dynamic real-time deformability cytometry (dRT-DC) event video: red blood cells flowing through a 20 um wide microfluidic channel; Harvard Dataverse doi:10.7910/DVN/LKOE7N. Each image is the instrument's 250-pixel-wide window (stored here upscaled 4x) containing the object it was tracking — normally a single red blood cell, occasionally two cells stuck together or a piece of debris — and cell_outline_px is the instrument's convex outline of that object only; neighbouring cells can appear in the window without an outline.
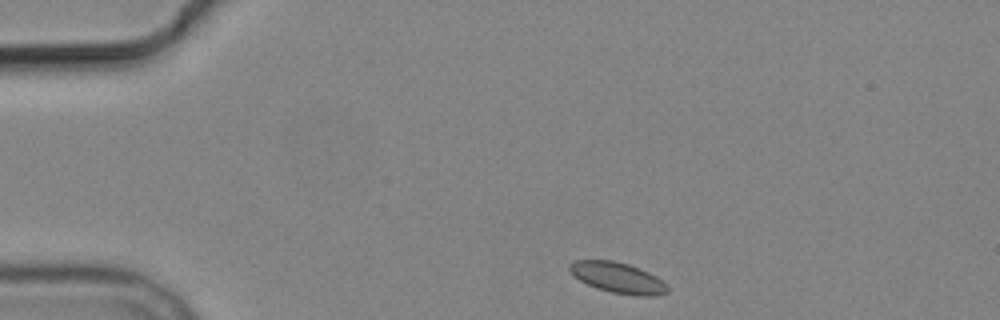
{"species": "common noctule bat (a hibernating species)", "species_latin": "Nyctalus noctula", "temperature_condition": "cold", "stored_images_in_passage": 4, "camera_frame_rate_fps": 3000, "um_per_image_px": 0.085, "animal": {"sex": "male", "body_mass_g": 19.2, "forearm_length_mm": 51.8}, "frame": {"image": 1, "passage_image": 1, "time_ms": 0.0, "image_size_px": [1000, 320], "cell_outline_px": [[668, 292], [656, 296], [636, 296], [612, 292], [596, 288], [580, 280], [568, 268], [568, 264], [576, 260], [612, 260], [628, 264], [648, 272], [656, 276], [668, 288]], "centroid_in_image_um": [52.51, 23.61], "position_along_channel_um": 32.5, "area_um2": 17.28}}
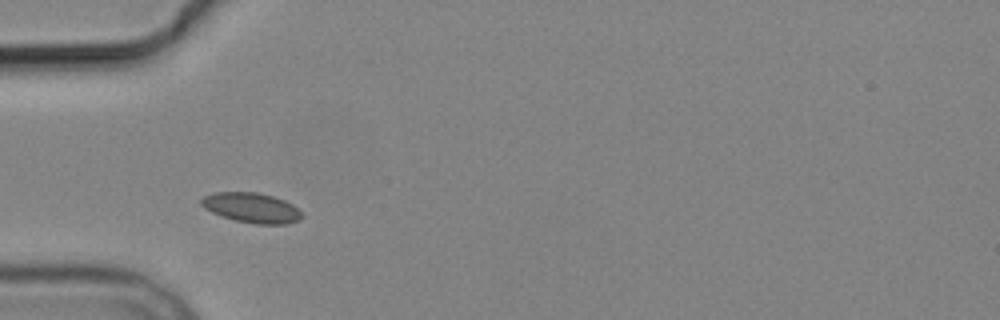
{"frame": {"image": 2, "passage_image": 3, "time_ms": 2.333, "image_size_px": [1000, 320], "cell_outline_px": [[304, 216], [300, 220], [284, 224], [256, 224], [236, 220], [212, 212], [204, 208], [200, 204], [200, 200], [204, 196], [216, 192], [256, 192], [272, 196], [284, 200], [292, 204]], "centroid_in_image_um": [21.38, 17.65], "position_along_channel_um": 63.6, "area_um2": 17.4}}
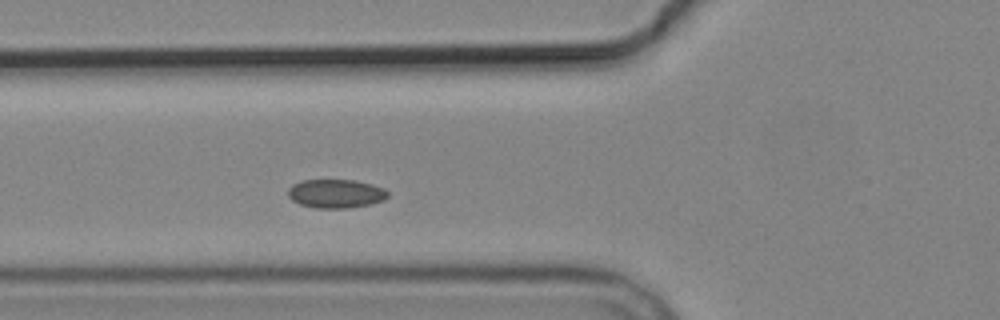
{"frame": {"image": 3, "passage_image": 4, "time_ms": 3.333, "image_size_px": [1000, 320], "cell_outline_px": [[388, 196], [384, 200], [372, 204], [348, 208], [316, 208], [300, 204], [292, 200], [288, 196], [288, 188], [292, 184], [300, 180], [356, 180], [372, 184], [384, 188], [388, 192]], "centroid_in_image_um": [28.55, 16.45], "position_along_channel_um": 97.3, "area_um2": 16.88}}